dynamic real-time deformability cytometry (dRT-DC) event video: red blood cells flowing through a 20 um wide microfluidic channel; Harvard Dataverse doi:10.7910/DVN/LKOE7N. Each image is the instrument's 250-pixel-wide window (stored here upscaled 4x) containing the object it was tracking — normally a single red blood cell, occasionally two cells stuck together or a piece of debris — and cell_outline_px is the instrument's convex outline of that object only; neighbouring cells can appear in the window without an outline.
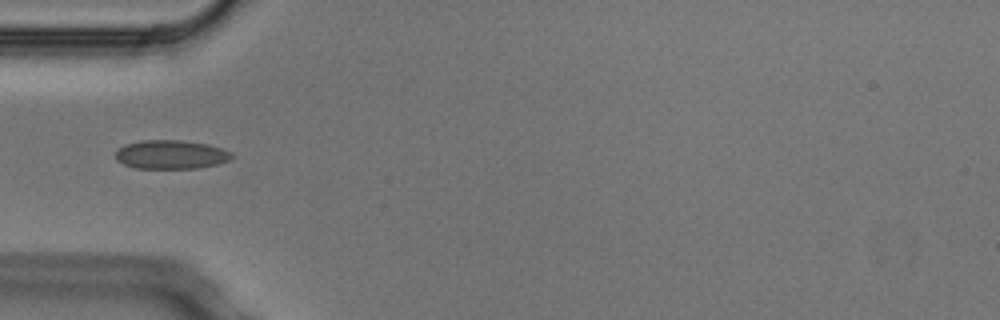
{"species": "Egyptian fruit bat (a non-hibernating species)", "species_latin": "Rousettus aegyptiacus", "temperature_condition": "cold", "stored_images_in_passage": 5, "camera_frame_rate_fps": 3000, "um_per_image_px": 0.085, "animal": {"sex": "male"}, "frame": {"image": 1, "passage_image": 5, "time_ms": 1.333, "image_size_px": [1000, 320], "cell_outline_px": [[236, 156], [232, 160], [216, 164], [196, 168], [136, 168], [124, 164], [116, 160], [116, 152], [124, 144], [140, 140], [184, 140], [208, 144], [224, 148], [232, 152]], "centroid_in_image_um": [14.59, 13.12], "position_along_channel_um": 70.4, "area_um2": 19.77}}